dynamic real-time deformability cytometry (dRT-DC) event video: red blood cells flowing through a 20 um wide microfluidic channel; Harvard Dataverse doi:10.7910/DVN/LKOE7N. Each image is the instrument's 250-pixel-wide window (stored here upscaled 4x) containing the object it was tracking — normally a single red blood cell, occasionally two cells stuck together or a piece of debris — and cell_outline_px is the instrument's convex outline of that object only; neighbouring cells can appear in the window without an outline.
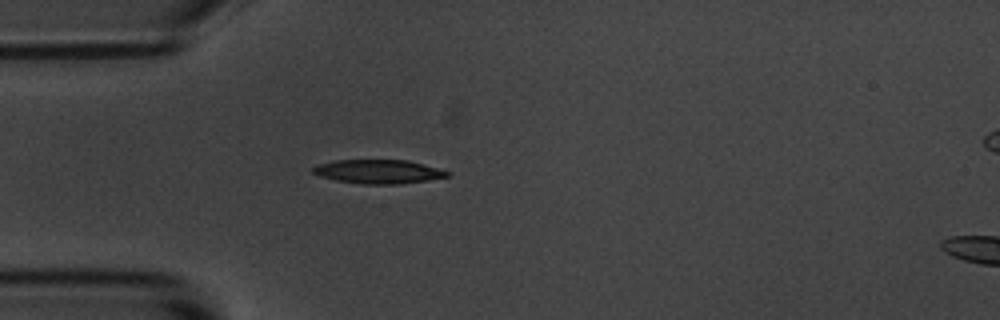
{"species": "common noctule bat (a hibernating species)", "species_latin": "Nyctalus noctula", "temperature_condition": "room temperature", "stored_images_in_passage": 3, "camera_frame_rate_fps": 3000, "um_per_image_px": 0.085, "animal": {"sex": "male", "body_mass_g": 20.1, "forearm_length_mm": 53.5}, "frame": {"image": 1, "passage_image": 3, "time_ms": 0.667, "image_size_px": [1000, 320], "cell_outline_px": [[448, 176], [428, 180], [396, 184], [364, 184], [336, 180], [320, 176], [312, 172], [312, 168], [316, 164], [336, 160], [408, 160], [424, 164], [448, 172]], "centroid_in_image_um": [32.11, 14.58], "position_along_channel_um": 52.9, "area_um2": 18.5}}